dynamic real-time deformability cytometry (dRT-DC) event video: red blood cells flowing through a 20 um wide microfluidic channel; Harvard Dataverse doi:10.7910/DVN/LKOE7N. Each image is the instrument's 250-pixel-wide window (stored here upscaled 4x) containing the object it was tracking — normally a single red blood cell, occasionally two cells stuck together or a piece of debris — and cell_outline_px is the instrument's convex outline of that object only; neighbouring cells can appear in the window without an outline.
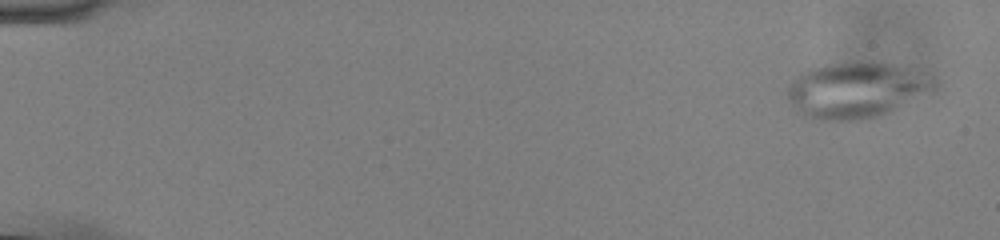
{"species": "common noctule bat (a hibernating species)", "species_latin": "Nyctalus noctula", "temperature_condition": "cold", "stored_images_in_passage": 56, "camera_frame_rate_fps": 3000, "um_per_image_px": 0.085, "animal": {"sex": "male", "body_mass_g": 13.0, "forearm_length_mm": 53.1}, "frame": {"image": 1, "passage_image": 3, "time_ms": 0.667, "image_size_px": [1000, 240], "cell_outline_px": [[940, 84], [936, 92], [888, 112], [876, 116], [860, 120], [812, 120], [796, 112], [788, 100], [788, 88], [792, 80], [808, 68], [824, 64], [856, 60], [892, 64], [932, 76]], "centroid_in_image_um": [72.82, 7.65], "position_along_channel_um": 12.2, "area_um2": 48.67}}
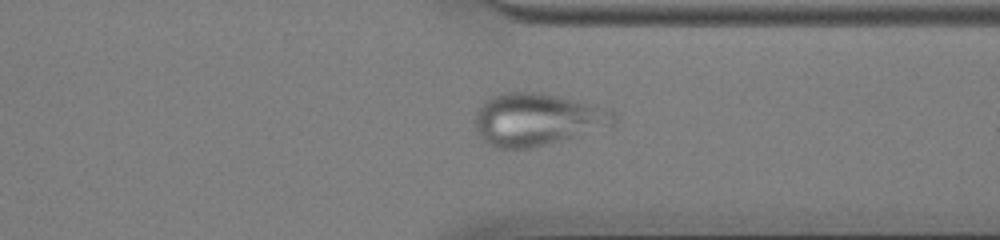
{"frame": {"image": 2, "passage_image": 44, "time_ms": 14.333, "image_size_px": [1000, 240], "cell_outline_px": [[616, 120], [612, 124], [532, 148], [496, 148], [488, 144], [476, 132], [472, 120], [476, 108], [484, 100], [492, 96], [508, 92], [540, 92], [612, 108], [616, 116]], "centroid_in_image_um": [45.56, 10.12], "position_along_channel_um": 365.8, "area_um2": 42.31}}
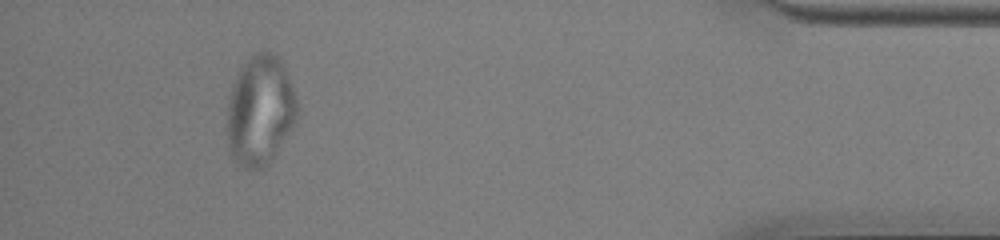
{"frame": {"image": 3, "passage_image": 52, "time_ms": 17.0, "image_size_px": [1000, 240], "cell_outline_px": [[300, 108], [296, 120], [292, 128], [272, 160], [264, 168], [244, 168], [228, 152], [228, 104], [232, 84], [236, 76], [244, 64], [256, 52], [268, 52], [280, 56], [292, 84]], "centroid_in_image_um": [22.15, 9.39], "position_along_channel_um": 413.1, "area_um2": 45.03}}